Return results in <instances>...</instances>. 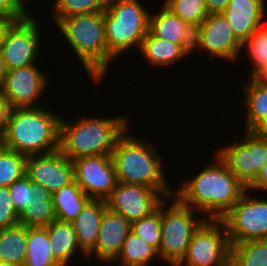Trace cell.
I'll use <instances>...</instances> for the list:
<instances>
[{"mask_svg":"<svg viewBox=\"0 0 267 266\" xmlns=\"http://www.w3.org/2000/svg\"><path fill=\"white\" fill-rule=\"evenodd\" d=\"M208 165L186 181L174 195L186 206L204 214V218L220 220L242 197L247 187L228 169L217 155ZM207 215V216H206Z\"/></svg>","mask_w":267,"mask_h":266,"instance_id":"1","label":"cell"},{"mask_svg":"<svg viewBox=\"0 0 267 266\" xmlns=\"http://www.w3.org/2000/svg\"><path fill=\"white\" fill-rule=\"evenodd\" d=\"M61 118L43 106L13 108L0 144L26 157L53 153L59 150Z\"/></svg>","mask_w":267,"mask_h":266,"instance_id":"2","label":"cell"},{"mask_svg":"<svg viewBox=\"0 0 267 266\" xmlns=\"http://www.w3.org/2000/svg\"><path fill=\"white\" fill-rule=\"evenodd\" d=\"M129 130L118 138L111 154L118 182L151 187L168 199L174 190L167 182L158 152L147 141L128 135Z\"/></svg>","mask_w":267,"mask_h":266,"instance_id":"3","label":"cell"},{"mask_svg":"<svg viewBox=\"0 0 267 266\" xmlns=\"http://www.w3.org/2000/svg\"><path fill=\"white\" fill-rule=\"evenodd\" d=\"M128 117L61 118L59 151L71 161L79 157L111 155L118 138L130 128Z\"/></svg>","mask_w":267,"mask_h":266,"instance_id":"4","label":"cell"},{"mask_svg":"<svg viewBox=\"0 0 267 266\" xmlns=\"http://www.w3.org/2000/svg\"><path fill=\"white\" fill-rule=\"evenodd\" d=\"M56 25L83 64L88 76L97 83L103 80L109 64L115 59L107 49L104 11L67 16Z\"/></svg>","mask_w":267,"mask_h":266,"instance_id":"5","label":"cell"},{"mask_svg":"<svg viewBox=\"0 0 267 266\" xmlns=\"http://www.w3.org/2000/svg\"><path fill=\"white\" fill-rule=\"evenodd\" d=\"M139 0H107L104 10L108 52L115 58L131 46H141L149 31L150 12Z\"/></svg>","mask_w":267,"mask_h":266,"instance_id":"6","label":"cell"},{"mask_svg":"<svg viewBox=\"0 0 267 266\" xmlns=\"http://www.w3.org/2000/svg\"><path fill=\"white\" fill-rule=\"evenodd\" d=\"M161 201V244L158 258L171 266H176L185 256L190 239L199 226L206 220L197 219L196 210L184 205L175 195ZM196 218V219H195Z\"/></svg>","mask_w":267,"mask_h":266,"instance_id":"7","label":"cell"},{"mask_svg":"<svg viewBox=\"0 0 267 266\" xmlns=\"http://www.w3.org/2000/svg\"><path fill=\"white\" fill-rule=\"evenodd\" d=\"M230 241L221 220L206 219L194 232L176 266H230Z\"/></svg>","mask_w":267,"mask_h":266,"instance_id":"8","label":"cell"},{"mask_svg":"<svg viewBox=\"0 0 267 266\" xmlns=\"http://www.w3.org/2000/svg\"><path fill=\"white\" fill-rule=\"evenodd\" d=\"M248 193L246 190L220 219L227 229L230 243L267 239V200L250 197Z\"/></svg>","mask_w":267,"mask_h":266,"instance_id":"9","label":"cell"},{"mask_svg":"<svg viewBox=\"0 0 267 266\" xmlns=\"http://www.w3.org/2000/svg\"><path fill=\"white\" fill-rule=\"evenodd\" d=\"M241 142L220 148L217 155L228 169L248 188L267 161V137L245 131Z\"/></svg>","mask_w":267,"mask_h":266,"instance_id":"10","label":"cell"},{"mask_svg":"<svg viewBox=\"0 0 267 266\" xmlns=\"http://www.w3.org/2000/svg\"><path fill=\"white\" fill-rule=\"evenodd\" d=\"M39 21L33 16L12 22L6 28L0 51L8 70L35 64L40 50Z\"/></svg>","mask_w":267,"mask_h":266,"instance_id":"11","label":"cell"},{"mask_svg":"<svg viewBox=\"0 0 267 266\" xmlns=\"http://www.w3.org/2000/svg\"><path fill=\"white\" fill-rule=\"evenodd\" d=\"M74 181L91 199L105 200L117 186L111 155L84 156L72 160Z\"/></svg>","mask_w":267,"mask_h":266,"instance_id":"12","label":"cell"},{"mask_svg":"<svg viewBox=\"0 0 267 266\" xmlns=\"http://www.w3.org/2000/svg\"><path fill=\"white\" fill-rule=\"evenodd\" d=\"M207 50L210 55L218 59L238 61L242 44L234 36L229 23L223 13L208 14L195 29V50Z\"/></svg>","mask_w":267,"mask_h":266,"instance_id":"13","label":"cell"},{"mask_svg":"<svg viewBox=\"0 0 267 266\" xmlns=\"http://www.w3.org/2000/svg\"><path fill=\"white\" fill-rule=\"evenodd\" d=\"M36 64L8 70L0 93L12 108L40 107L36 102L43 96L48 77Z\"/></svg>","mask_w":267,"mask_h":266,"instance_id":"14","label":"cell"},{"mask_svg":"<svg viewBox=\"0 0 267 266\" xmlns=\"http://www.w3.org/2000/svg\"><path fill=\"white\" fill-rule=\"evenodd\" d=\"M163 199L151 187L118 182L105 202L109 210L123 214L133 222L154 211Z\"/></svg>","mask_w":267,"mask_h":266,"instance_id":"15","label":"cell"},{"mask_svg":"<svg viewBox=\"0 0 267 266\" xmlns=\"http://www.w3.org/2000/svg\"><path fill=\"white\" fill-rule=\"evenodd\" d=\"M25 175L32 183L39 184L51 194L74 181L73 162L59 150L28 156Z\"/></svg>","mask_w":267,"mask_h":266,"instance_id":"16","label":"cell"},{"mask_svg":"<svg viewBox=\"0 0 267 266\" xmlns=\"http://www.w3.org/2000/svg\"><path fill=\"white\" fill-rule=\"evenodd\" d=\"M130 231L131 222L125 215L106 208L101 219L95 248L87 257L92 258L94 255L98 260L112 264L120 254Z\"/></svg>","mask_w":267,"mask_h":266,"instance_id":"17","label":"cell"},{"mask_svg":"<svg viewBox=\"0 0 267 266\" xmlns=\"http://www.w3.org/2000/svg\"><path fill=\"white\" fill-rule=\"evenodd\" d=\"M265 0H230L222 12L236 39L242 44L261 26L265 17Z\"/></svg>","mask_w":267,"mask_h":266,"instance_id":"18","label":"cell"},{"mask_svg":"<svg viewBox=\"0 0 267 266\" xmlns=\"http://www.w3.org/2000/svg\"><path fill=\"white\" fill-rule=\"evenodd\" d=\"M160 11L150 13L149 31L156 37L180 44L189 54L194 48L195 30L164 5Z\"/></svg>","mask_w":267,"mask_h":266,"instance_id":"19","label":"cell"},{"mask_svg":"<svg viewBox=\"0 0 267 266\" xmlns=\"http://www.w3.org/2000/svg\"><path fill=\"white\" fill-rule=\"evenodd\" d=\"M107 208L105 200L91 199L71 222L83 255L87 256L98 239L102 216Z\"/></svg>","mask_w":267,"mask_h":266,"instance_id":"20","label":"cell"},{"mask_svg":"<svg viewBox=\"0 0 267 266\" xmlns=\"http://www.w3.org/2000/svg\"><path fill=\"white\" fill-rule=\"evenodd\" d=\"M46 228L52 255L62 266H69L74 253H82L72 223L54 220Z\"/></svg>","mask_w":267,"mask_h":266,"instance_id":"21","label":"cell"},{"mask_svg":"<svg viewBox=\"0 0 267 266\" xmlns=\"http://www.w3.org/2000/svg\"><path fill=\"white\" fill-rule=\"evenodd\" d=\"M139 50L149 65L153 67L171 66L186 55L188 56V52L180 44L160 39L150 31L143 38Z\"/></svg>","mask_w":267,"mask_h":266,"instance_id":"22","label":"cell"},{"mask_svg":"<svg viewBox=\"0 0 267 266\" xmlns=\"http://www.w3.org/2000/svg\"><path fill=\"white\" fill-rule=\"evenodd\" d=\"M52 200L56 220L71 223L91 198L73 181L55 191Z\"/></svg>","mask_w":267,"mask_h":266,"instance_id":"23","label":"cell"},{"mask_svg":"<svg viewBox=\"0 0 267 266\" xmlns=\"http://www.w3.org/2000/svg\"><path fill=\"white\" fill-rule=\"evenodd\" d=\"M36 191L37 194L19 215V223L26 227H46L56 220L52 194L39 184H36Z\"/></svg>","mask_w":267,"mask_h":266,"instance_id":"24","label":"cell"},{"mask_svg":"<svg viewBox=\"0 0 267 266\" xmlns=\"http://www.w3.org/2000/svg\"><path fill=\"white\" fill-rule=\"evenodd\" d=\"M23 266H62L52 255L46 227H27L26 259Z\"/></svg>","mask_w":267,"mask_h":266,"instance_id":"25","label":"cell"},{"mask_svg":"<svg viewBox=\"0 0 267 266\" xmlns=\"http://www.w3.org/2000/svg\"><path fill=\"white\" fill-rule=\"evenodd\" d=\"M27 227L17 225L0 229V262L23 266L26 259Z\"/></svg>","mask_w":267,"mask_h":266,"instance_id":"26","label":"cell"},{"mask_svg":"<svg viewBox=\"0 0 267 266\" xmlns=\"http://www.w3.org/2000/svg\"><path fill=\"white\" fill-rule=\"evenodd\" d=\"M156 256L158 252L152 246L130 231L113 262L120 261L121 266H149Z\"/></svg>","mask_w":267,"mask_h":266,"instance_id":"27","label":"cell"},{"mask_svg":"<svg viewBox=\"0 0 267 266\" xmlns=\"http://www.w3.org/2000/svg\"><path fill=\"white\" fill-rule=\"evenodd\" d=\"M230 244V266H267V239Z\"/></svg>","mask_w":267,"mask_h":266,"instance_id":"28","label":"cell"},{"mask_svg":"<svg viewBox=\"0 0 267 266\" xmlns=\"http://www.w3.org/2000/svg\"><path fill=\"white\" fill-rule=\"evenodd\" d=\"M248 79L243 85L247 112L245 131H251L267 115V86Z\"/></svg>","mask_w":267,"mask_h":266,"instance_id":"29","label":"cell"},{"mask_svg":"<svg viewBox=\"0 0 267 266\" xmlns=\"http://www.w3.org/2000/svg\"><path fill=\"white\" fill-rule=\"evenodd\" d=\"M163 5L194 30L209 14L205 0H164Z\"/></svg>","mask_w":267,"mask_h":266,"instance_id":"30","label":"cell"},{"mask_svg":"<svg viewBox=\"0 0 267 266\" xmlns=\"http://www.w3.org/2000/svg\"><path fill=\"white\" fill-rule=\"evenodd\" d=\"M27 157L0 144V187H9L25 175Z\"/></svg>","mask_w":267,"mask_h":266,"instance_id":"31","label":"cell"},{"mask_svg":"<svg viewBox=\"0 0 267 266\" xmlns=\"http://www.w3.org/2000/svg\"><path fill=\"white\" fill-rule=\"evenodd\" d=\"M131 231L159 253L161 244V202L150 214L131 222Z\"/></svg>","mask_w":267,"mask_h":266,"instance_id":"32","label":"cell"},{"mask_svg":"<svg viewBox=\"0 0 267 266\" xmlns=\"http://www.w3.org/2000/svg\"><path fill=\"white\" fill-rule=\"evenodd\" d=\"M245 47L249 61L253 64L248 77L250 78L259 68L267 65V24H262L250 34L242 43V49Z\"/></svg>","mask_w":267,"mask_h":266,"instance_id":"33","label":"cell"},{"mask_svg":"<svg viewBox=\"0 0 267 266\" xmlns=\"http://www.w3.org/2000/svg\"><path fill=\"white\" fill-rule=\"evenodd\" d=\"M107 0H56L54 1L53 13L54 21L57 23L64 17L91 14L104 11Z\"/></svg>","mask_w":267,"mask_h":266,"instance_id":"34","label":"cell"},{"mask_svg":"<svg viewBox=\"0 0 267 266\" xmlns=\"http://www.w3.org/2000/svg\"><path fill=\"white\" fill-rule=\"evenodd\" d=\"M8 189L18 215L24 211L32 197L37 194L36 183H32L26 175L13 182Z\"/></svg>","mask_w":267,"mask_h":266,"instance_id":"35","label":"cell"},{"mask_svg":"<svg viewBox=\"0 0 267 266\" xmlns=\"http://www.w3.org/2000/svg\"><path fill=\"white\" fill-rule=\"evenodd\" d=\"M19 223L8 187H0V229L11 227Z\"/></svg>","mask_w":267,"mask_h":266,"instance_id":"36","label":"cell"},{"mask_svg":"<svg viewBox=\"0 0 267 266\" xmlns=\"http://www.w3.org/2000/svg\"><path fill=\"white\" fill-rule=\"evenodd\" d=\"M24 14L12 0H0V18L8 19L11 23L24 19Z\"/></svg>","mask_w":267,"mask_h":266,"instance_id":"37","label":"cell"},{"mask_svg":"<svg viewBox=\"0 0 267 266\" xmlns=\"http://www.w3.org/2000/svg\"><path fill=\"white\" fill-rule=\"evenodd\" d=\"M11 105L0 93V140L4 137L9 121V116L12 111Z\"/></svg>","mask_w":267,"mask_h":266,"instance_id":"38","label":"cell"},{"mask_svg":"<svg viewBox=\"0 0 267 266\" xmlns=\"http://www.w3.org/2000/svg\"><path fill=\"white\" fill-rule=\"evenodd\" d=\"M247 190H263L267 191V161L261 168L258 176L253 183L247 188Z\"/></svg>","mask_w":267,"mask_h":266,"instance_id":"39","label":"cell"},{"mask_svg":"<svg viewBox=\"0 0 267 266\" xmlns=\"http://www.w3.org/2000/svg\"><path fill=\"white\" fill-rule=\"evenodd\" d=\"M230 0H205L209 14L222 13Z\"/></svg>","mask_w":267,"mask_h":266,"instance_id":"40","label":"cell"},{"mask_svg":"<svg viewBox=\"0 0 267 266\" xmlns=\"http://www.w3.org/2000/svg\"><path fill=\"white\" fill-rule=\"evenodd\" d=\"M250 79L260 85L267 86V65L259 68Z\"/></svg>","mask_w":267,"mask_h":266,"instance_id":"41","label":"cell"},{"mask_svg":"<svg viewBox=\"0 0 267 266\" xmlns=\"http://www.w3.org/2000/svg\"><path fill=\"white\" fill-rule=\"evenodd\" d=\"M251 131L256 135L267 137V115Z\"/></svg>","mask_w":267,"mask_h":266,"instance_id":"42","label":"cell"},{"mask_svg":"<svg viewBox=\"0 0 267 266\" xmlns=\"http://www.w3.org/2000/svg\"><path fill=\"white\" fill-rule=\"evenodd\" d=\"M8 73L7 65L3 59L2 53L0 51V89L4 83L6 74Z\"/></svg>","mask_w":267,"mask_h":266,"instance_id":"43","label":"cell"},{"mask_svg":"<svg viewBox=\"0 0 267 266\" xmlns=\"http://www.w3.org/2000/svg\"><path fill=\"white\" fill-rule=\"evenodd\" d=\"M10 21L8 19L0 18V45L2 43V38L6 28L10 25Z\"/></svg>","mask_w":267,"mask_h":266,"instance_id":"44","label":"cell"},{"mask_svg":"<svg viewBox=\"0 0 267 266\" xmlns=\"http://www.w3.org/2000/svg\"><path fill=\"white\" fill-rule=\"evenodd\" d=\"M12 1L24 14H26L27 16H30V14L26 10L27 8L24 5L25 3L24 0H12Z\"/></svg>","mask_w":267,"mask_h":266,"instance_id":"45","label":"cell"},{"mask_svg":"<svg viewBox=\"0 0 267 266\" xmlns=\"http://www.w3.org/2000/svg\"><path fill=\"white\" fill-rule=\"evenodd\" d=\"M0 266H19V265L7 263V262H0Z\"/></svg>","mask_w":267,"mask_h":266,"instance_id":"46","label":"cell"}]
</instances>
